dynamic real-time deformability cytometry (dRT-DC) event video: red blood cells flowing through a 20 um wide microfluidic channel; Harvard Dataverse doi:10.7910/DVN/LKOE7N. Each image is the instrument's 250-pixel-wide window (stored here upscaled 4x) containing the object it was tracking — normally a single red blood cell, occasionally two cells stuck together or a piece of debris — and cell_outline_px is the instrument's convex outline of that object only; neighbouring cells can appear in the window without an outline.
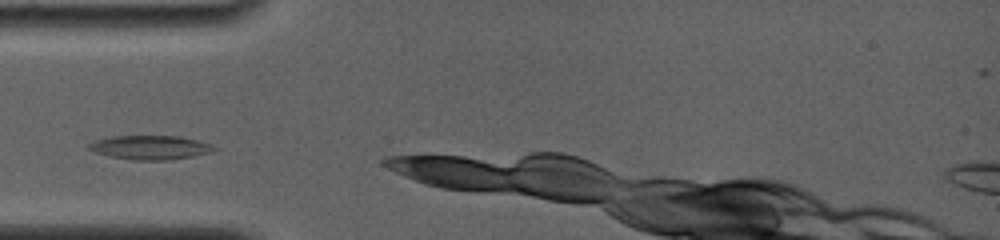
{"species": "common noctule bat (a hibernating species)", "species_latin": "Nyctalus noctula", "temperature_condition": "room temperature", "stored_images_in_passage": 4, "camera_frame_rate_fps": 4000, "um_per_image_px": 0.085, "animal": {"sex": "female", "body_mass_g": 19.0, "forearm_length_mm": 56.7}, "frame": {"image": 1, "passage_image": 1, "time_ms": 0.0, "image_size_px": [1000, 240], "cell_outline_px": [[220, 148], [212, 152], [192, 156], [164, 160], [132, 160], [112, 156], [96, 152], [88, 148], [88, 144], [96, 140], [112, 136], [180, 136], [196, 140]], "centroid_in_image_um": [12.79, 12.53], "position_along_channel_um": 72.2, "area_um2": 17.28}}